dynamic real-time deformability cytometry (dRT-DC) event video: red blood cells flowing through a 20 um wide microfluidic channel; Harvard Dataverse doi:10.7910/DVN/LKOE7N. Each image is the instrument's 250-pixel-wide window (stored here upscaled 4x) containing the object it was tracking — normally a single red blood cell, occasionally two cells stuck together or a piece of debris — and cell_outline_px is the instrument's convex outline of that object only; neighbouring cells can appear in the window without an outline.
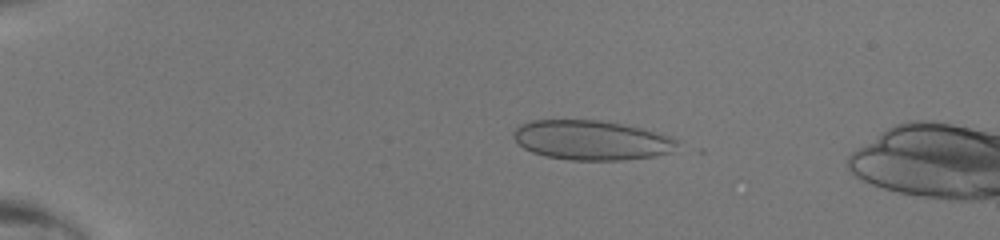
{"species": "human", "species_latin": "Homo sapiens", "temperature_condition": "room temperature", "stored_images_in_passage": 48, "camera_frame_rate_fps": 3000, "um_per_image_px": 0.085, "donor": {"sex": "male"}, "frame": {"image": 1, "passage_image": 11, "time_ms": 3.333, "image_size_px": [1000, 240], "cell_outline_px": [[676, 144], [668, 152], [652, 156], [616, 160], [572, 160], [548, 156], [532, 152], [524, 148], [512, 136], [512, 132], [516, 128], [532, 120], [600, 120], [640, 128], [668, 136], [676, 140]], "centroid_in_image_um": [50.2, 11.91], "position_along_channel_um": 34.8, "area_um2": 36.93}}
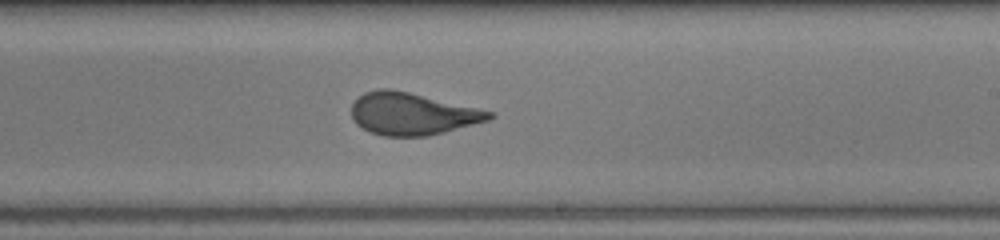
{"frame": {"image": 2, "passage_image": 31, "time_ms": 10.0, "image_size_px": [1000, 240], "cell_outline_px": [[492, 116], [488, 120], [444, 132], [428, 136], [384, 136], [372, 132], [356, 124], [352, 116], [352, 104], [364, 92], [380, 88], [392, 88], [476, 108], [492, 112]], "centroid_in_image_um": [34.99, 9.67], "position_along_channel_um": 254.0, "area_um2": 33.35}}
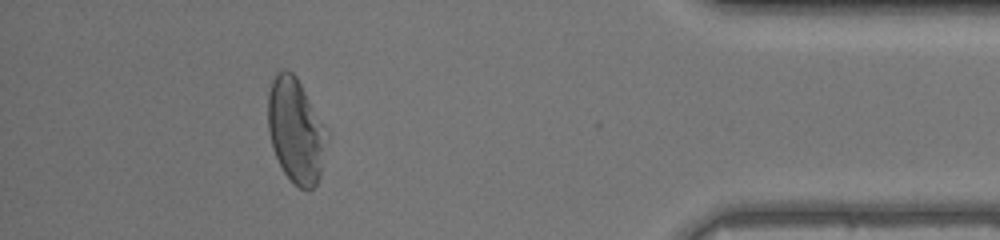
{"frame": {"image": 3, "passage_image": 44, "time_ms": 14.333, "image_size_px": [1000, 240], "cell_outline_px": [[320, 176], [316, 184], [312, 188], [300, 188], [284, 172], [272, 148], [268, 128], [268, 92], [272, 80], [276, 72], [284, 68], [288, 68], [296, 76], [320, 124]], "centroid_in_image_um": [24.99, 11.03], "position_along_channel_um": 410.2, "area_um2": 33.35}}